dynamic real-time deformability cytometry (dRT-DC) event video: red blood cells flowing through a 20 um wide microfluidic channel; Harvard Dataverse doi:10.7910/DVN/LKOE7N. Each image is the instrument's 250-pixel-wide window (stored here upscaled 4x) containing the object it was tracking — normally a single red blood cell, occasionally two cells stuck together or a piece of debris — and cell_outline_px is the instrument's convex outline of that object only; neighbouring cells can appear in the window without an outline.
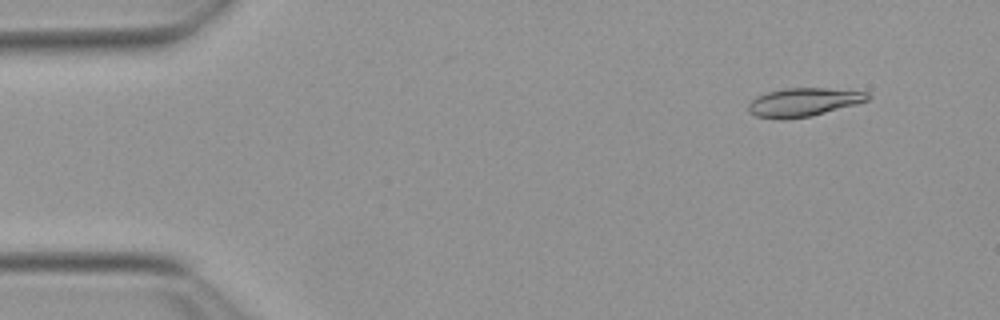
{"species": "Egyptian fruit bat (a non-hibernating species)", "species_latin": "Rousettus aegyptiacus", "temperature_condition": "warm", "stored_images_in_passage": 53, "camera_frame_rate_fps": 3000, "um_per_image_px": 0.085, "animal": {"sex": "female"}, "frame": {"image": 1, "passage_image": 5, "time_ms": 1.333, "image_size_px": [1000, 320], "cell_outline_px": [[872, 96], [868, 100], [856, 104], [812, 116], [784, 120], [780, 120], [756, 116], [748, 112], [748, 104], [756, 96], [768, 92], [784, 88], [828, 88], [868, 92]], "centroid_in_image_um": [68.29, 8.69], "position_along_channel_um": 16.7, "area_um2": 20.0}}
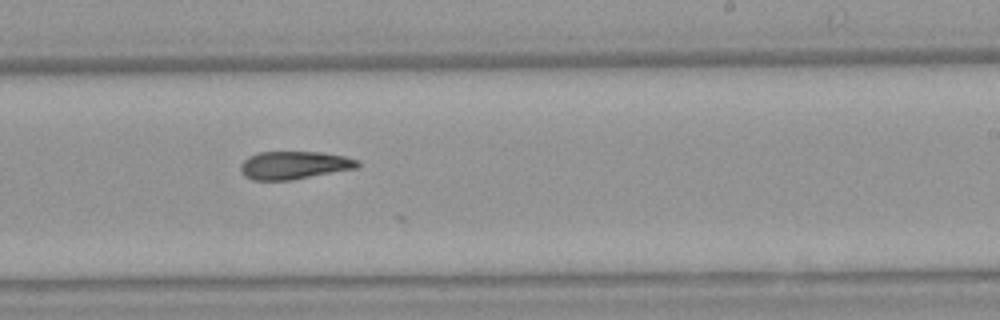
{"frame": {"image": 2, "passage_image": 32, "time_ms": 10.333, "image_size_px": [1000, 320], "cell_outline_px": [[360, 164], [356, 168], [292, 180], [252, 180], [244, 176], [240, 172], [240, 164], [248, 156], [256, 152], [324, 152], [344, 156], [360, 160]], "centroid_in_image_um": [24.97, 14.04], "position_along_channel_um": 264.0, "area_um2": 19.25}}
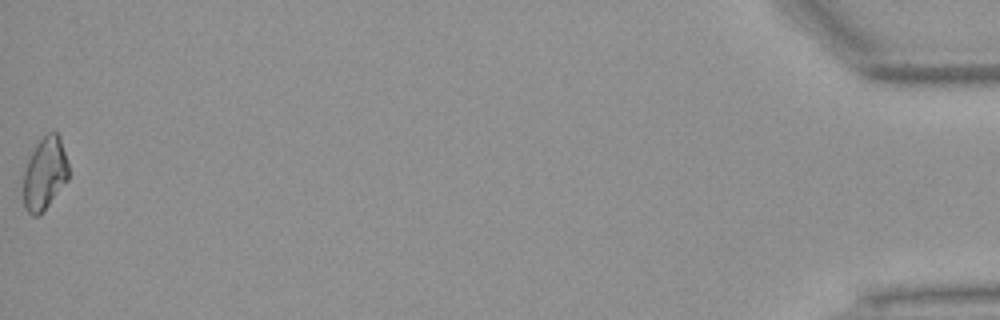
{"frame": {"image": 3, "passage_image": 53, "time_ms": 17.333, "image_size_px": [1000, 320], "cell_outline_px": [[68, 180], [40, 216], [32, 216], [24, 208], [24, 172], [28, 160], [36, 144], [48, 132], [56, 132], [60, 136], [68, 164]], "centroid_in_image_um": [3.81, 14.78], "position_along_channel_um": 431.4, "area_um2": 19.07}, "authors_computed_cell_mechanics": {"area_um2": 19.4786, "velocity_mm_per_s": 3.8584, "shape_relaxation_time_tau1_ms": null, "shape_relaxation_time_tau2_ms": 10.6689, "deformation_change_tau1": null, "deformation_change_tau2": 0.2202}}